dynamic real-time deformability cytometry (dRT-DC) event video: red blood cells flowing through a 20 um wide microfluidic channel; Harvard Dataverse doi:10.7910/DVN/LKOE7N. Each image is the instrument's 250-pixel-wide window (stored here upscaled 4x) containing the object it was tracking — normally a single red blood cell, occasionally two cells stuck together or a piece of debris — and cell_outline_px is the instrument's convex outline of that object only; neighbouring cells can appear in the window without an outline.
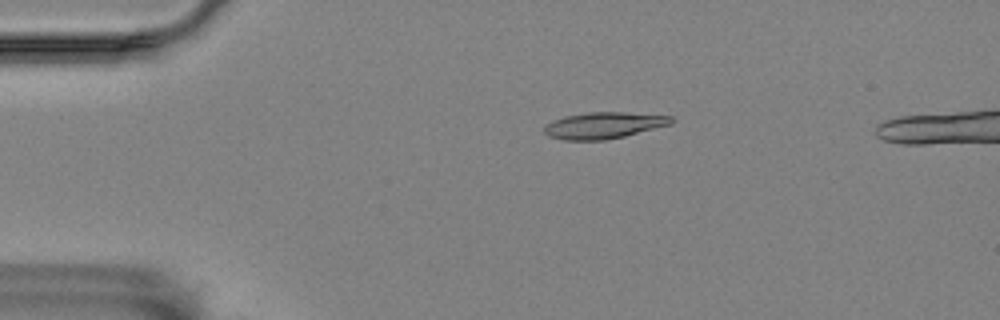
{"species": "Egyptian fruit bat (a non-hibernating species)", "species_latin": "Rousettus aegyptiacus", "temperature_condition": "room temperature", "stored_images_in_passage": 55, "camera_frame_rate_fps": 3000, "um_per_image_px": 0.085, "animal": {"sex": "female"}, "frame": {"image": 1, "passage_image": 12, "time_ms": 3.667, "image_size_px": [1000, 320], "cell_outline_px": [[676, 120], [672, 124], [624, 136], [604, 140], [564, 140], [548, 136], [544, 132], [544, 128], [552, 120], [564, 116], [588, 112], [624, 112], [672, 116]], "centroid_in_image_um": [51.33, 10.65], "position_along_channel_um": 33.7, "area_um2": 19.59}}
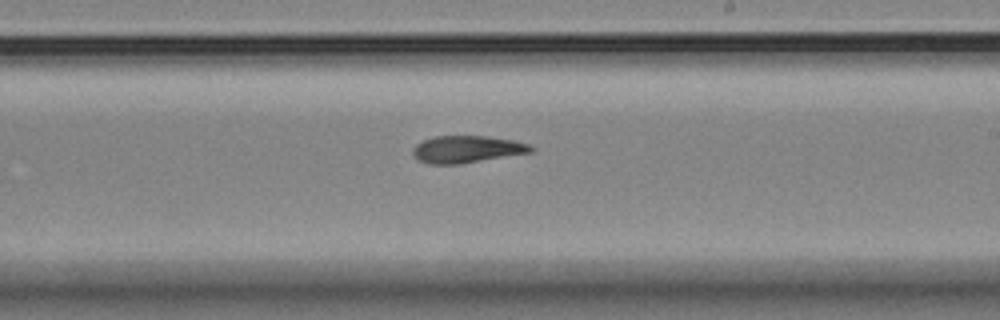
{"frame": {"image": 2, "passage_image": 34, "time_ms": 11.0, "image_size_px": [1000, 320], "cell_outline_px": [[536, 148], [532, 152], [460, 164], [428, 164], [416, 160], [412, 152], [412, 148], [416, 144], [424, 140], [436, 136], [488, 136], [512, 140], [532, 144]], "centroid_in_image_um": [39.69, 12.69], "position_along_channel_um": 249.3, "area_um2": 18.84}}
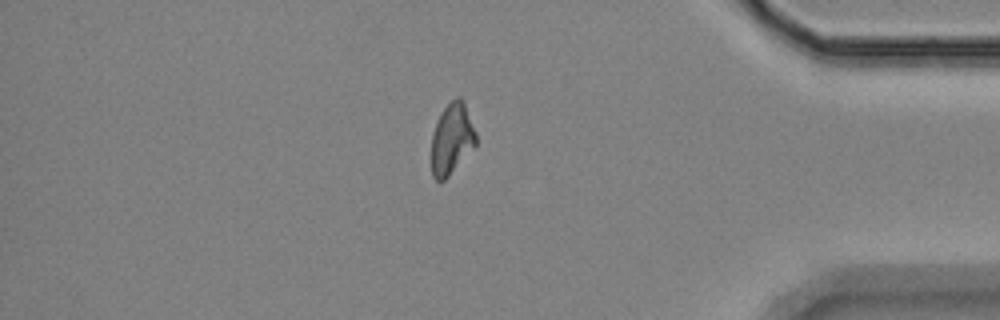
{"frame": {"image": 3, "passage_image": 49, "time_ms": 16.0, "image_size_px": [1000, 320], "cell_outline_px": [[476, 144], [448, 176], [444, 180], [436, 180], [432, 176], [432, 132], [440, 112], [456, 96], [460, 96], [464, 100], [476, 132]], "centroid_in_image_um": [38.4, 11.75], "position_along_channel_um": 396.8, "area_um2": 18.32}}